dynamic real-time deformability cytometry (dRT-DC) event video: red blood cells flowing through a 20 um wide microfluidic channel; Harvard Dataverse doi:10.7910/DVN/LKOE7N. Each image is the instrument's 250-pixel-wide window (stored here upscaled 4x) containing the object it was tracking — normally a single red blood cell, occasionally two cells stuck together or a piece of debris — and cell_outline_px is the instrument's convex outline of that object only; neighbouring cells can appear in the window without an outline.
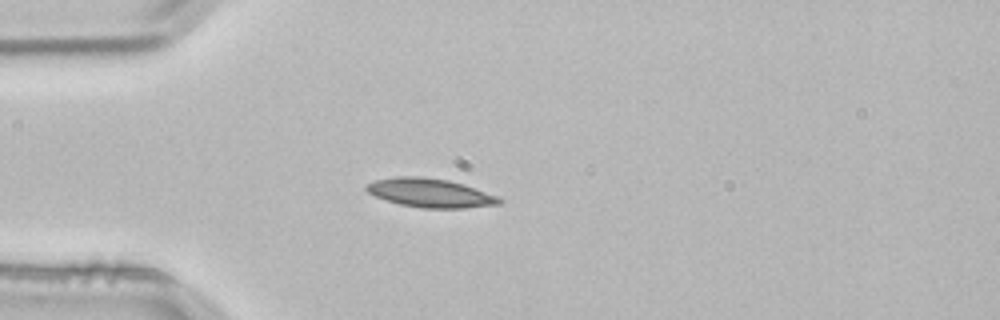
{"species": "common noctule bat (a hibernating species)", "species_latin": "Nyctalus noctula", "temperature_condition": "room temperature", "stored_images_in_passage": 3, "camera_frame_rate_fps": 3000, "um_per_image_px": 0.085, "animal": {"sex": "male", "body_mass_g": 21.5, "forearm_length_mm": 52.0}, "frame": {"image": 1, "passage_image": 3, "time_ms": 0.667, "image_size_px": [1000, 320], "cell_outline_px": [[504, 200], [500, 204], [464, 208], [420, 208], [400, 204], [376, 196], [368, 192], [364, 188], [368, 184], [376, 180], [396, 176], [420, 176], [448, 180], [464, 184], [496, 196]], "centroid_in_image_um": [36.58, 16.4], "position_along_channel_um": 48.4, "area_um2": 22.14}}